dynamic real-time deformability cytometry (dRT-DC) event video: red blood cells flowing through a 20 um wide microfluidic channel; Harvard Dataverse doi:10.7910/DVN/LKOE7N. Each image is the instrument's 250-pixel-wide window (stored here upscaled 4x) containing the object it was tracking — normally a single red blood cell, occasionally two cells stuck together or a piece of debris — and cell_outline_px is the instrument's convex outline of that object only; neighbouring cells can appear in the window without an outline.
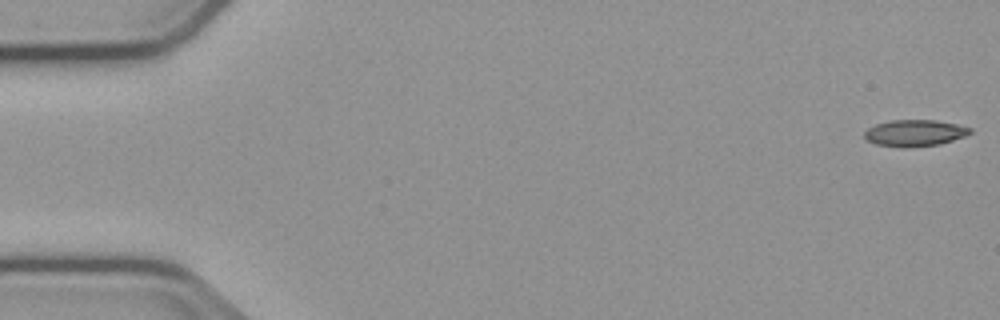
{"species": "common noctule bat (a hibernating species)", "species_latin": "Nyctalus noctula", "temperature_condition": "cold", "stored_images_in_passage": 51, "camera_frame_rate_fps": 3000, "um_per_image_px": 0.085, "animal": {"sex": "male", "body_mass_g": 23.1, "forearm_length_mm": 52.7}, "frame": {"image": 1, "passage_image": 1, "time_ms": 0.0, "image_size_px": [1000, 320], "cell_outline_px": [[972, 132], [964, 136], [940, 144], [900, 148], [876, 144], [868, 140], [864, 136], [864, 132], [868, 128], [876, 124], [892, 120], [936, 120], [956, 124], [972, 128]], "centroid_in_image_um": [77.74, 11.3], "position_along_channel_um": 7.3, "area_um2": 16.24}}
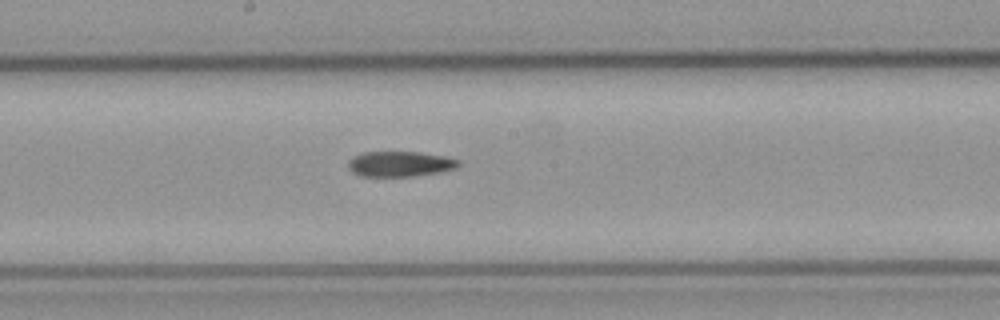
{"frame": {"image": 2, "passage_image": 29, "time_ms": 9.333, "image_size_px": [1000, 320], "cell_outline_px": [[460, 164], [456, 168], [440, 172], [412, 176], [360, 176], [352, 172], [348, 168], [348, 160], [352, 156], [364, 152], [420, 152], [448, 156], [460, 160]], "centroid_in_image_um": [34.0, 13.92], "position_along_channel_um": 214.2, "area_um2": 16.47}}
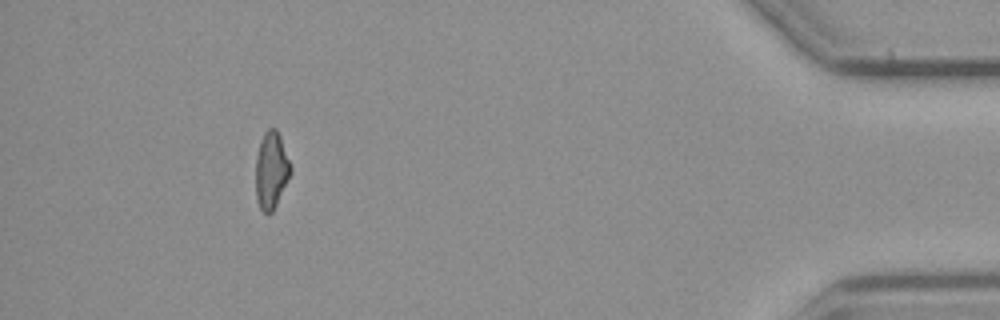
{"frame": {"image": 3, "passage_image": 50, "time_ms": 16.333, "image_size_px": [1000, 320], "cell_outline_px": [[292, 172], [272, 212], [268, 216], [260, 208], [256, 196], [256, 156], [260, 140], [264, 132], [268, 128], [276, 128], [280, 136], [292, 164]], "centroid_in_image_um": [23.07, 14.45], "position_along_channel_um": 412.1, "area_um2": 15.84}}